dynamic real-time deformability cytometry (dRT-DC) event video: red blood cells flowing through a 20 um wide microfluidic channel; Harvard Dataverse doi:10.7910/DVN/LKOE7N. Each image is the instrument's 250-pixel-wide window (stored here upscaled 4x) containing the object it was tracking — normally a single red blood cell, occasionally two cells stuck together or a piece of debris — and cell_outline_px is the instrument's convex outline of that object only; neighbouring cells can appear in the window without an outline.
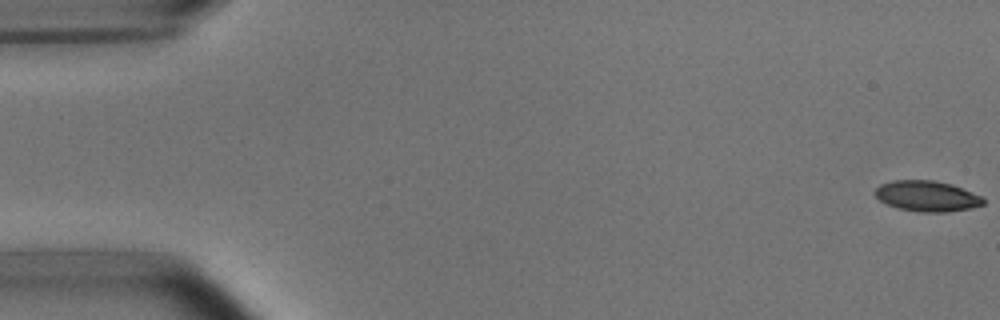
{"species": "common noctule bat (a hibernating species)", "species_latin": "Nyctalus noctula", "temperature_condition": "room temperature", "stored_images_in_passage": 6, "camera_frame_rate_fps": 3000, "um_per_image_px": 0.085, "animal": {"sex": "male", "body_mass_g": 15.6}, "frame": {"image": 1, "passage_image": 1, "time_ms": 0.0, "image_size_px": [1000, 320], "cell_outline_px": [[984, 204], [972, 208], [948, 212], [920, 212], [896, 208], [880, 200], [876, 196], [876, 188], [880, 184], [892, 180], [936, 180], [952, 184], [972, 192], [980, 196], [984, 200]], "centroid_in_image_um": [78.8, 16.67], "position_along_channel_um": 6.2, "area_um2": 19.36}}
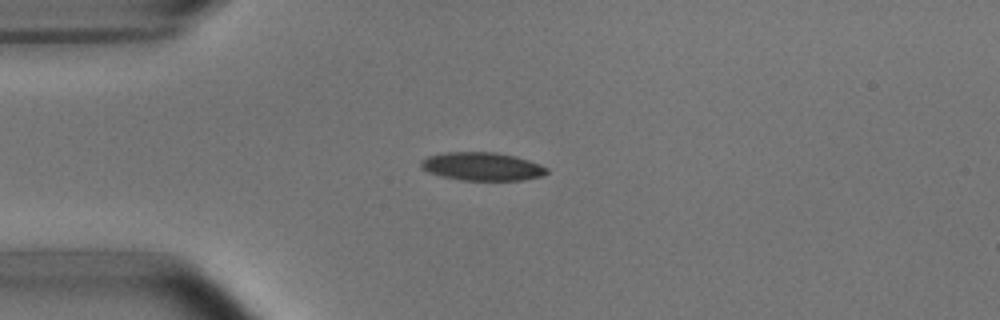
{"frame": {"image": 2, "passage_image": 4, "time_ms": 4.333, "image_size_px": [1000, 320], "cell_outline_px": [[548, 172], [540, 176], [520, 180], [460, 180], [444, 176], [432, 172], [424, 168], [420, 164], [420, 160], [428, 156], [448, 152], [496, 152], [516, 156], [540, 164], [548, 168]], "centroid_in_image_um": [41.02, 14.14], "position_along_channel_um": 44.0, "area_um2": 20.4}}
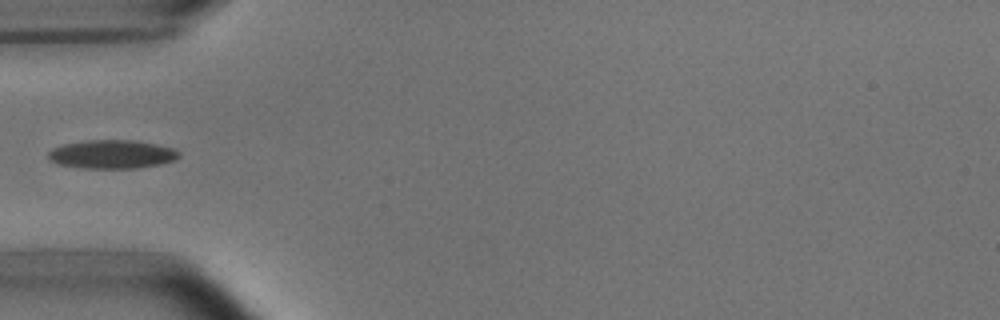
{"frame": {"image": 3, "passage_image": 5, "time_ms": 5.667, "image_size_px": [1000, 320], "cell_outline_px": [[180, 156], [176, 160], [160, 164], [136, 168], [80, 168], [56, 164], [48, 160], [48, 152], [52, 148], [64, 144], [84, 140], [136, 140], [156, 144], [172, 148], [180, 152]], "centroid_in_image_um": [9.49, 13.11], "position_along_channel_um": 75.5, "area_um2": 22.02}}